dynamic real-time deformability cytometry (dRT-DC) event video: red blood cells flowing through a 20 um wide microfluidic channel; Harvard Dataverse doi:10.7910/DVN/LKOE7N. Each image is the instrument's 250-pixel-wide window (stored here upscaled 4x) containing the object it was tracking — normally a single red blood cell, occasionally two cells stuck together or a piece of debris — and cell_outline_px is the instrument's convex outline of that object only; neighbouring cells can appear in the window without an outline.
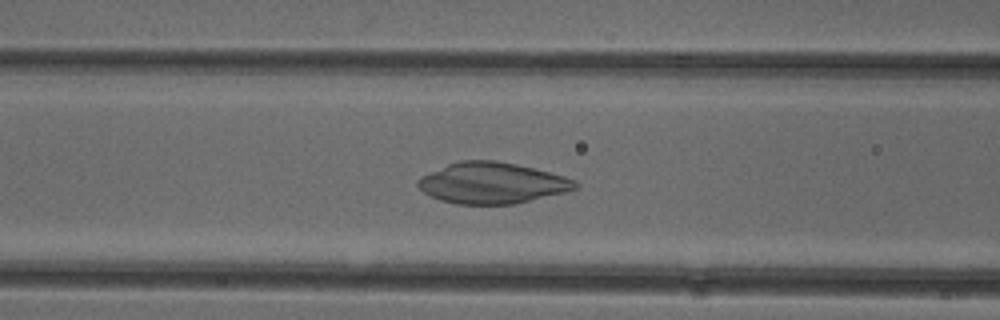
{"species": "common noctule bat (a hibernating species)", "species_latin": "Nyctalus noctula", "temperature_condition": "cold", "stored_images_in_passage": 37, "camera_frame_rate_fps": 3000, "um_per_image_px": 0.085, "animal": {"sex": "female"}, "frame": {"image": 1, "passage_image": 6, "time_ms": 1.667, "image_size_px": [1000, 320], "cell_outline_px": [[580, 184], [576, 188], [564, 192], [512, 204], [456, 204], [440, 200], [424, 192], [416, 184], [420, 176], [448, 164], [460, 160], [496, 160], [516, 164], [564, 176], [576, 180]], "centroid_in_image_um": [41.8, 15.55], "position_along_channel_um": 124.8, "area_um2": 37.34}}
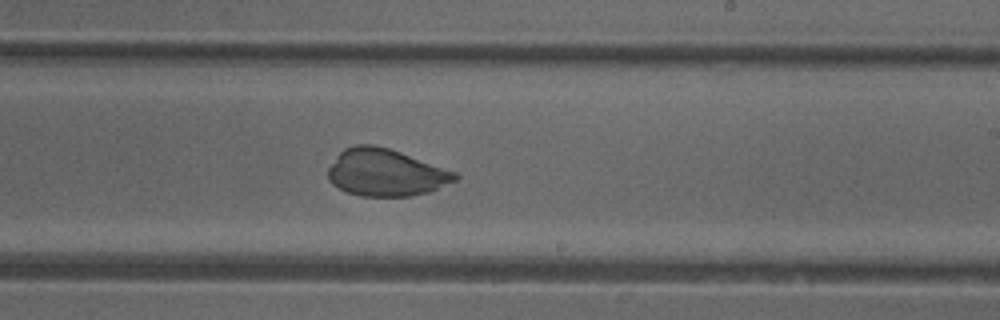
{"frame": {"image": 2, "passage_image": 16, "time_ms": 5.0, "image_size_px": [1000, 320], "cell_outline_px": [[460, 176], [456, 180], [428, 192], [412, 196], [360, 196], [348, 192], [332, 184], [328, 180], [328, 168], [336, 156], [344, 148], [356, 144], [372, 144], [388, 148], [400, 152], [456, 172]], "centroid_in_image_um": [32.76, 14.67], "position_along_channel_um": 256.2, "area_um2": 34.74}}
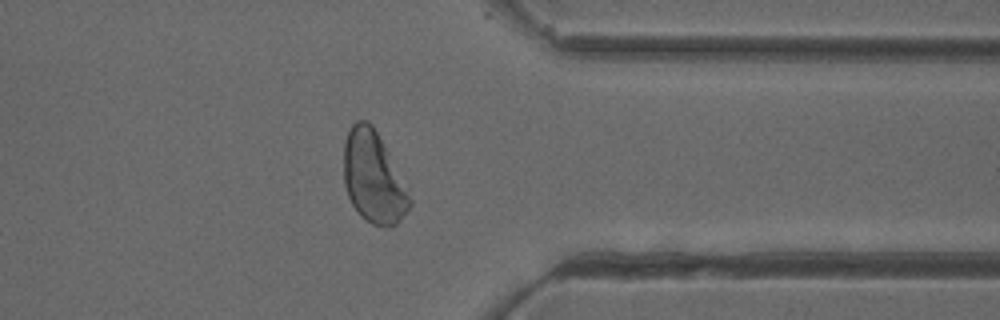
{"frame": {"image": 3, "passage_image": 26, "time_ms": 8.333, "image_size_px": [1000, 320], "cell_outline_px": [[412, 204], [400, 220], [392, 228], [372, 224], [364, 220], [360, 216], [352, 204], [348, 196], [344, 184], [344, 140], [352, 124], [356, 120], [368, 120], [372, 124], [388, 152], [412, 200]], "centroid_in_image_um": [31.71, 15.1], "position_along_channel_um": 379.7, "area_um2": 34.97}}